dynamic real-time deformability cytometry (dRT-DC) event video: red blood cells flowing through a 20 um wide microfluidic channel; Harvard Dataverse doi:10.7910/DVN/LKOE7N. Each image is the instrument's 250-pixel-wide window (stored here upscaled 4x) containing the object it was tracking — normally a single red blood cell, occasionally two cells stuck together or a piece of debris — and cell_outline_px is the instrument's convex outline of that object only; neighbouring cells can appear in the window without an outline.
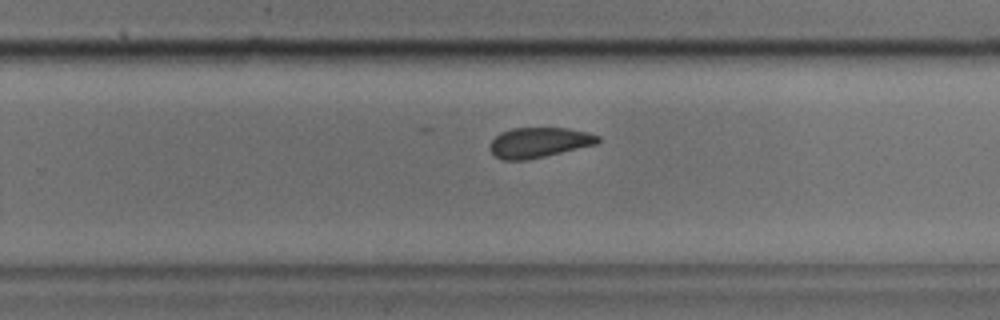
{"species": "common noctule bat (a hibernating species)", "species_latin": "Nyctalus noctula", "temperature_condition": "cold", "stored_images_in_passage": 30, "camera_frame_rate_fps": 3000, "um_per_image_px": 0.085, "animal": {"sex": "male", "body_mass_g": 17.9, "forearm_length_mm": 54.2}, "frame": {"image": 1, "passage_image": 14, "time_ms": 4.333, "image_size_px": [1000, 320], "cell_outline_px": [[600, 140], [596, 144], [528, 160], [500, 160], [488, 148], [492, 140], [500, 132], [512, 128], [568, 128], [588, 132], [600, 136]], "centroid_in_image_um": [45.8, 12.11], "position_along_channel_um": 284.0, "area_um2": 19.02}}
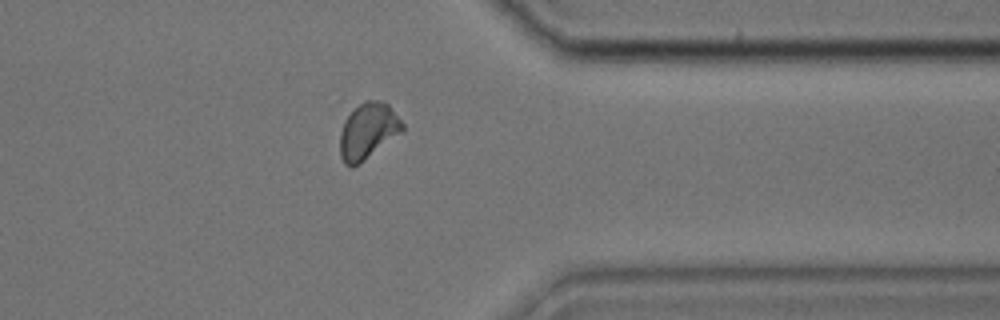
{"frame": {"image": 2, "passage_image": 21, "time_ms": 6.667, "image_size_px": [1000, 320], "cell_outline_px": [[404, 132], [360, 164], [352, 168], [344, 164], [340, 156], [340, 132], [344, 120], [364, 100], [380, 100], [388, 104], [404, 124]], "centroid_in_image_um": [31.29, 11.17], "position_along_channel_um": 380.1, "area_um2": 20.69}}
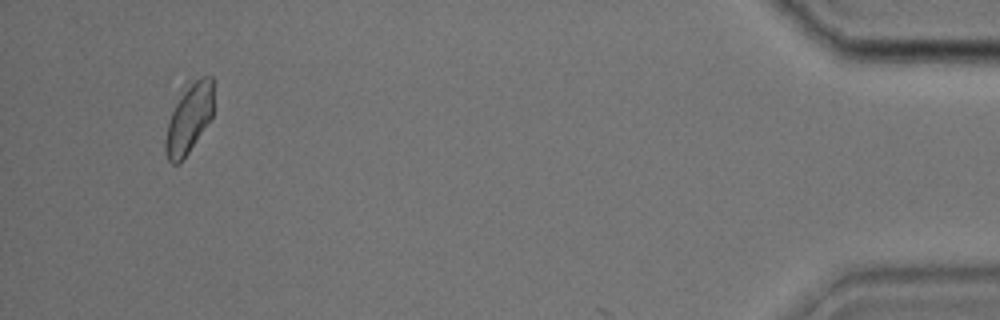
{"frame": {"image": 3, "passage_image": 28, "time_ms": 9.0, "image_size_px": [1000, 320], "cell_outline_px": [[212, 116], [180, 164], [172, 164], [168, 160], [164, 152], [164, 140], [168, 124], [172, 112], [176, 104], [184, 92], [200, 76], [212, 76]], "centroid_in_image_um": [16.04, 10.15], "position_along_channel_um": 419.2, "area_um2": 18.73}}